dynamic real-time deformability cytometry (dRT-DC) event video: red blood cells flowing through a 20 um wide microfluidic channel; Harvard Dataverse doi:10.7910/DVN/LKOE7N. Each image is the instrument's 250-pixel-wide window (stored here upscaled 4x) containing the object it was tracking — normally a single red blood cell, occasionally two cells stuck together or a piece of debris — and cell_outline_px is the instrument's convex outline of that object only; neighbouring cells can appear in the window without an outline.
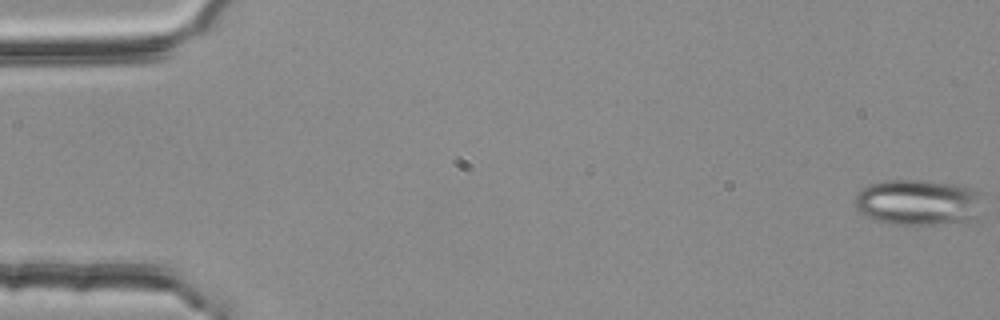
{"species": "common noctule bat (a hibernating species)", "species_latin": "Nyctalus noctula", "temperature_condition": "room temperature", "stored_images_in_passage": 55, "camera_frame_rate_fps": 3000, "um_per_image_px": 0.085, "animal": {"sex": "female", "body_mass_g": 25.1}, "frame": {"image": 1, "passage_image": 1, "time_ms": 0.0, "image_size_px": [1000, 320], "cell_outline_px": [[984, 192], [972, 216], [968, 220], [936, 224], [888, 224], [876, 220], [860, 212], [856, 208], [852, 200], [856, 192], [860, 188], [868, 184], [884, 180], [928, 180], [952, 184], [972, 188]], "centroid_in_image_um": [77.92, 17.16], "position_along_channel_um": 7.1, "area_um2": 34.1}}
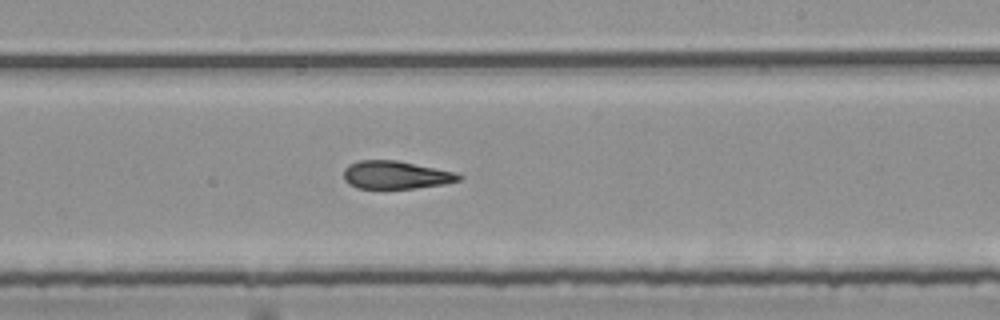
{"frame": {"image": 2, "passage_image": 33, "time_ms": 10.667, "image_size_px": [1000, 320], "cell_outline_px": [[464, 176], [460, 180], [444, 184], [416, 188], [356, 188], [348, 184], [344, 180], [344, 168], [348, 164], [360, 160], [396, 160], [456, 172]], "centroid_in_image_um": [33.63, 14.87], "position_along_channel_um": 255.4, "area_um2": 18.84}}
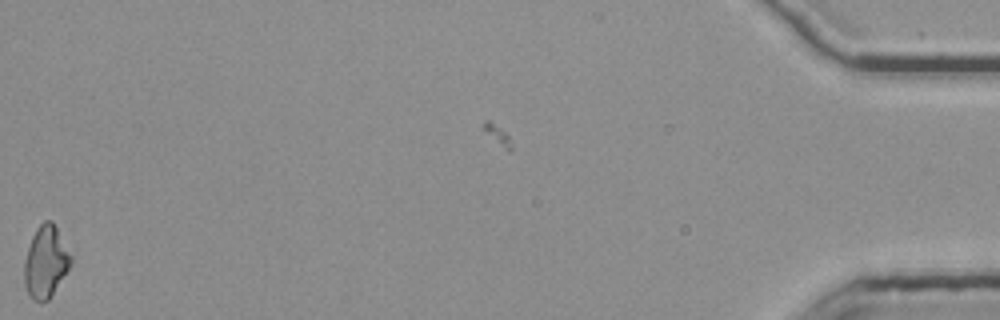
{"frame": {"image": 3, "passage_image": 55, "time_ms": 18.0, "image_size_px": [1000, 320], "cell_outline_px": [[72, 260], [68, 268], [48, 300], [32, 300], [24, 284], [24, 264], [28, 248], [32, 236], [36, 228], [44, 220], [52, 220], [72, 256]], "centroid_in_image_um": [3.87, 22.22], "position_along_channel_um": 431.3, "area_um2": 19.07}, "authors_computed_cell_mechanics": {"area_um2": 19.5364, "velocity_mm_per_s": 3.7873, "shape_relaxation_time_tau1_ms": null, "shape_relaxation_time_tau2_ms": 2.8414, "deformation_change_tau1": null, "deformation_change_tau2": 0.1142}}